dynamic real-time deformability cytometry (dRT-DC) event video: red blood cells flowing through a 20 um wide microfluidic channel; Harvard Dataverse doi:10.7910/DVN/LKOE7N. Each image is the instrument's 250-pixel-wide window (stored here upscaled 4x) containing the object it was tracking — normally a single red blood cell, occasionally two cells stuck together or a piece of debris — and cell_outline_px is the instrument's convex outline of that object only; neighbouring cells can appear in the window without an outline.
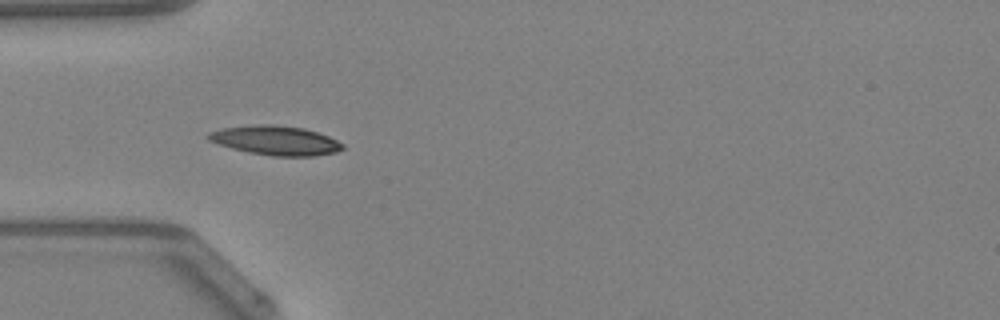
{"species": "Egyptian fruit bat (a non-hibernating species)", "species_latin": "Rousettus aegyptiacus", "temperature_condition": "warm", "stored_images_in_passage": 39, "camera_frame_rate_fps": 3000, "um_per_image_px": 0.085, "animal": {"sex": "female"}, "frame": {"image": 1, "passage_image": 6, "time_ms": 1.667, "image_size_px": [1000, 320], "cell_outline_px": [[344, 148], [336, 152], [312, 156], [272, 156], [248, 152], [232, 148], [208, 140], [204, 136], [208, 132], [224, 128], [260, 124], [272, 124], [304, 128], [328, 136], [344, 144]], "centroid_in_image_um": [23.42, 11.94], "position_along_channel_um": 61.6, "area_um2": 22.83}, "authors_computed_cell_mechanics": {"area_um2": 20.808, "velocity_mm_per_s": 4.2586, "shape_relaxation_time_tau1_ms": 8.5244, "shape_relaxation_time_tau2_ms": null, "deformation_change_tau1": 0.1838, "deformation_change_tau2": null}}